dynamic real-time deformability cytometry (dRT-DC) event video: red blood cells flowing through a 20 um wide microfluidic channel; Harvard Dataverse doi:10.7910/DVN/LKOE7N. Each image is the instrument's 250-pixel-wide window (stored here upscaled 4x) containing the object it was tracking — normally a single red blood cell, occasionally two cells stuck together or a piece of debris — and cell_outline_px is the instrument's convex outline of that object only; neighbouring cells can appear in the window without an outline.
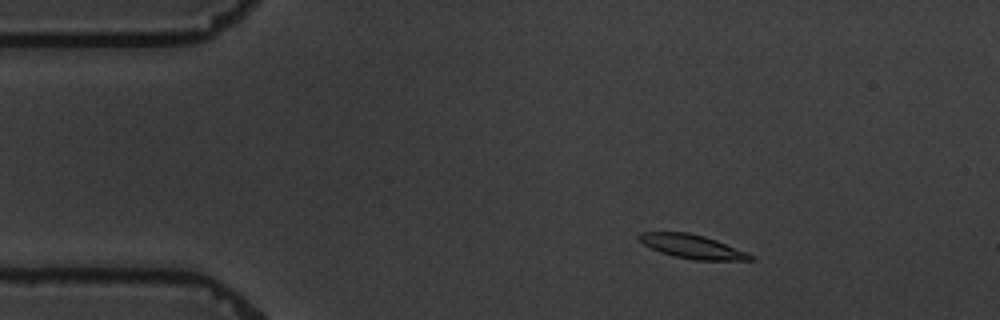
{"species": "common noctule bat (a hibernating species)", "species_latin": "Nyctalus noctula", "temperature_condition": "warm", "stored_images_in_passage": 5, "camera_frame_rate_fps": 3000, "um_per_image_px": 0.085, "animal": {"sex": "male", "body_mass_g": 19.5, "forearm_length_mm": 54.6}, "frame": {"image": 1, "passage_image": 3, "time_ms": 2.333, "image_size_px": [1000, 320], "cell_outline_px": [[756, 260], [692, 260], [660, 252], [644, 244], [636, 236], [640, 232], [688, 232], [704, 236], [716, 240], [748, 252], [756, 256]], "centroid_in_image_um": [58.89, 20.96], "position_along_channel_um": 26.1, "area_um2": 15.49}}